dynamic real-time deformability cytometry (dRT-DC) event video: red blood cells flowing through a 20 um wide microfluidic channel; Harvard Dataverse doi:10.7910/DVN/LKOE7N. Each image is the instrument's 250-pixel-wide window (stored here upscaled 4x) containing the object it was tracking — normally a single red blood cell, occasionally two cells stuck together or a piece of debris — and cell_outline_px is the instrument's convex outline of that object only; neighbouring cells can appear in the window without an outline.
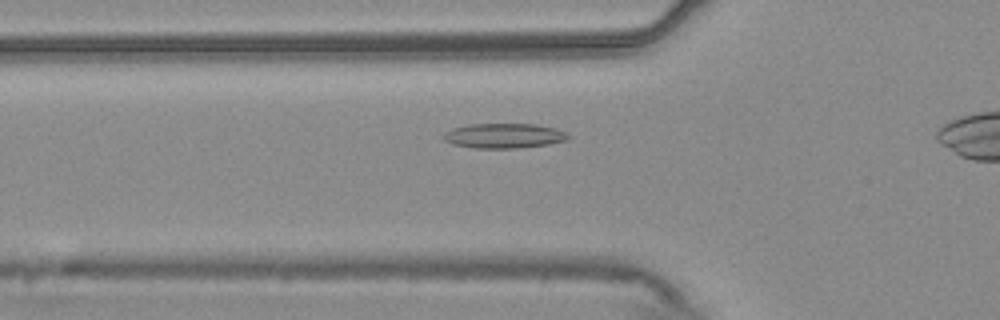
{"species": "common noctule bat (a hibernating species)", "species_latin": "Nyctalus noctula", "temperature_condition": "warm", "stored_images_in_passage": 39, "segment_of_instrument_passage": [1, 2], "camera_frame_rate_fps": 3000, "um_per_image_px": 0.085, "animal": {"sex": "male", "body_mass_g": 20.4}, "frame": {"image": 1, "passage_image": 13, "time_ms": 4.0, "image_size_px": [1000, 320], "cell_outline_px": [[572, 136], [568, 140], [548, 144], [520, 148], [476, 148], [452, 144], [444, 140], [444, 132], [452, 128], [472, 124], [536, 124], [556, 128]], "centroid_in_image_um": [42.87, 11.54], "position_along_channel_um": 82.9, "area_um2": 18.09}}
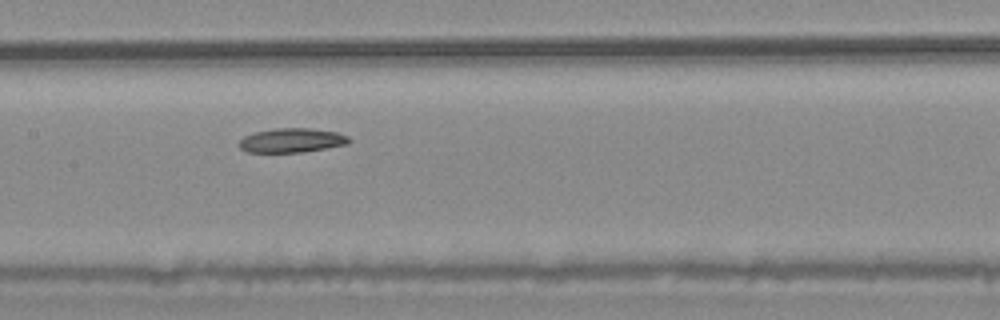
{"frame": {"image": 2, "passage_image": 21, "time_ms": 6.667, "image_size_px": [1000, 320], "cell_outline_px": [[352, 140], [348, 144], [304, 152], [248, 152], [240, 148], [236, 144], [244, 136], [256, 132], [276, 128], [312, 128], [336, 132], [348, 136]], "centroid_in_image_um": [24.81, 11.93], "position_along_channel_um": 182.6, "area_um2": 15.61}}
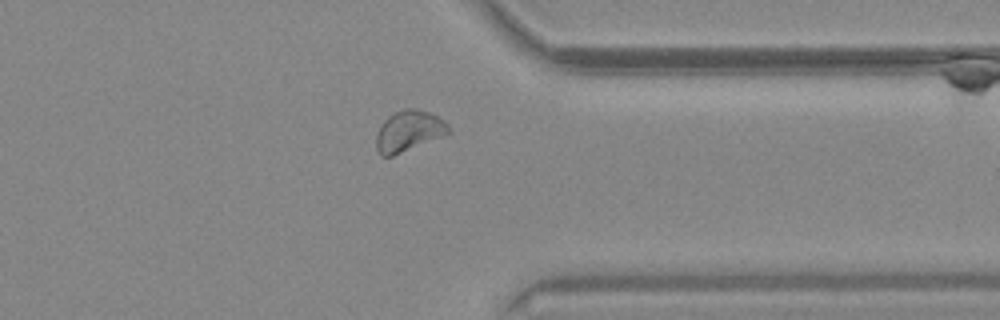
{"frame": {"image": 3, "passage_image": 37, "time_ms": 12.0, "image_size_px": [1000, 320], "cell_outline_px": [[452, 132], [392, 156], [380, 156], [376, 148], [376, 136], [380, 124], [388, 116], [404, 108], [416, 108], [428, 112], [444, 120], [448, 124]], "centroid_in_image_um": [34.73, 11.13], "position_along_channel_um": 376.7, "area_um2": 17.17}}